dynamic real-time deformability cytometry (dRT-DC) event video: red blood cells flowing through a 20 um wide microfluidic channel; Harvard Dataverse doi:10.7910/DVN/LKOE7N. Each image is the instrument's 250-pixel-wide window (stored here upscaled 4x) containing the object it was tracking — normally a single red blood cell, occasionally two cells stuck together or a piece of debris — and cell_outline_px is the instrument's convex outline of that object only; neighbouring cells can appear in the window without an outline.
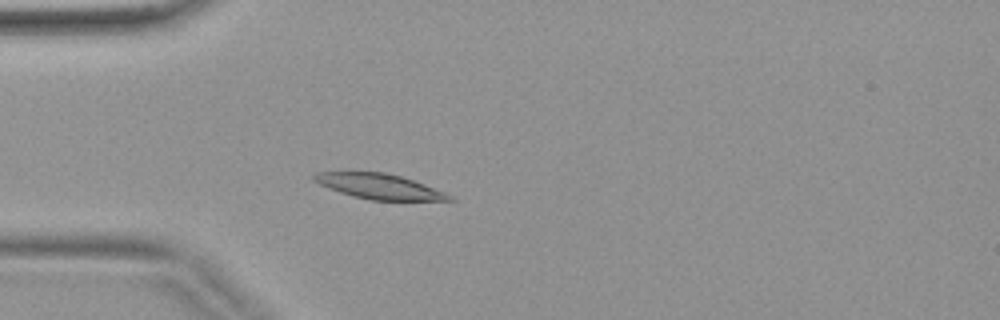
{"species": "common noctule bat (a hibernating species)", "species_latin": "Nyctalus noctula", "temperature_condition": "warm", "stored_images_in_passage": 2, "camera_frame_rate_fps": 3000, "um_per_image_px": 0.085, "animal": {"sex": "female", "body_mass_g": 19.9}, "frame": {"image": 1, "passage_image": 2, "time_ms": 0.333, "image_size_px": [1000, 320], "cell_outline_px": [[456, 200], [368, 200], [352, 196], [328, 188], [312, 180], [312, 176], [316, 172], [388, 172], [424, 184], [444, 192], [452, 196]], "centroid_in_image_um": [32.2, 15.84], "position_along_channel_um": 52.8, "area_um2": 19.71}}